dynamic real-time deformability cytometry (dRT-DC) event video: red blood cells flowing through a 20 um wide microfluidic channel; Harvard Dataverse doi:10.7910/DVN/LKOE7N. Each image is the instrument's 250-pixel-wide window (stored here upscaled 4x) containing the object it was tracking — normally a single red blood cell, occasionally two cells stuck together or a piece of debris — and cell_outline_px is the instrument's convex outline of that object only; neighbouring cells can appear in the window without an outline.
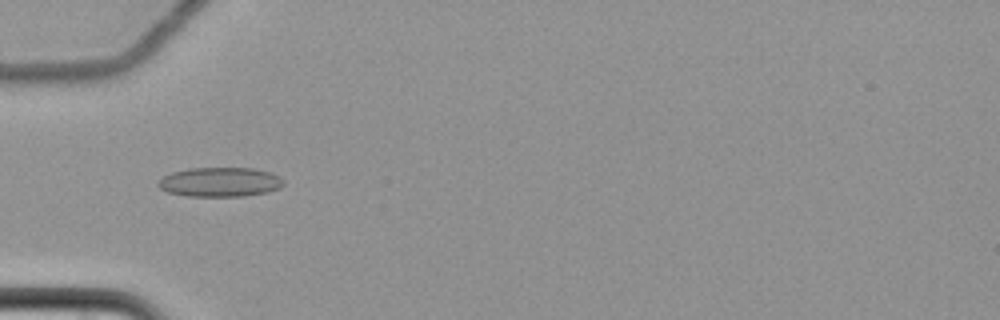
{"species": "common noctule bat (a hibernating species)", "species_latin": "Nyctalus noctula", "temperature_condition": "cold", "stored_images_in_passage": 61, "camera_frame_rate_fps": 3000, "um_per_image_px": 0.085, "animal": {"sex": "female", "body_mass_g": 22.7, "forearm_length_mm": 54.2}, "frame": {"image": 1, "passage_image": 22, "time_ms": 7.0, "image_size_px": [1000, 320], "cell_outline_px": [[284, 184], [280, 188], [268, 192], [244, 196], [188, 196], [168, 192], [160, 188], [156, 184], [164, 176], [172, 172], [188, 168], [252, 168], [272, 172], [280, 176], [284, 180]], "centroid_in_image_um": [18.74, 15.47], "position_along_channel_um": 66.3, "area_um2": 21.62}}
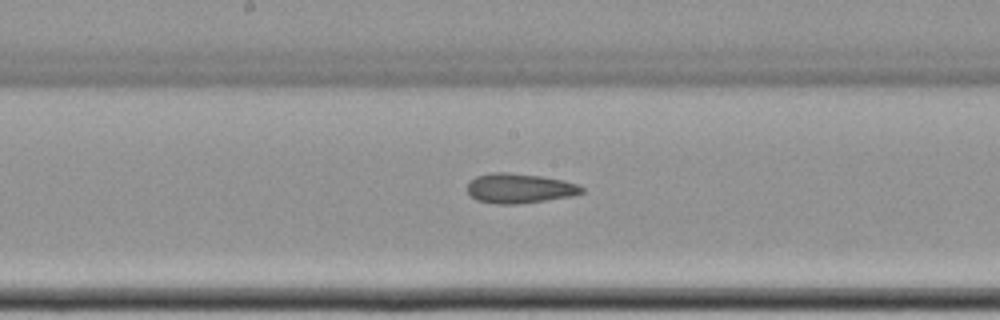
{"frame": {"image": 2, "passage_image": 34, "time_ms": 11.0, "image_size_px": [1000, 320], "cell_outline_px": [[584, 192], [572, 196], [520, 204], [496, 204], [476, 200], [468, 192], [468, 184], [476, 176], [492, 172], [508, 172], [540, 176], [564, 180], [576, 184], [584, 188]], "centroid_in_image_um": [44.16, 16.01], "position_along_channel_um": 204.0, "area_um2": 19.83}}
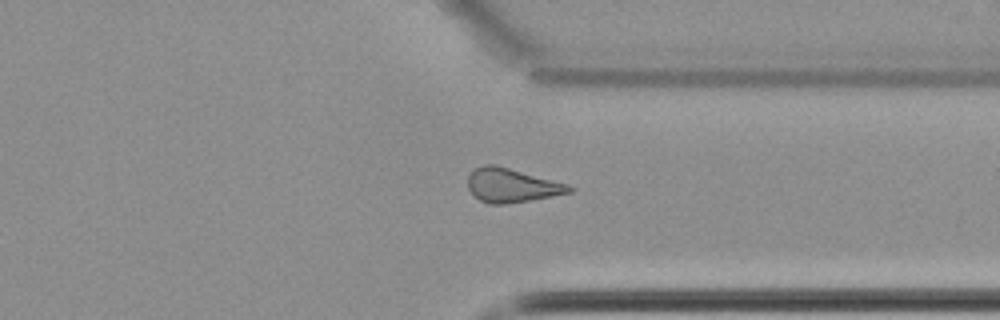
{"frame": {"image": 3, "passage_image": 48, "time_ms": 15.667, "image_size_px": [1000, 320], "cell_outline_px": [[576, 188], [572, 192], [532, 200], [500, 204], [488, 204], [480, 200], [468, 188], [468, 176], [472, 168], [484, 164], [496, 164], [568, 184]], "centroid_in_image_um": [43.49, 15.74], "position_along_channel_um": 367.9, "area_um2": 20.17}, "authors_computed_cell_mechanics": {"area_um2": 20.6346, "velocity_mm_per_s": 3.5093, "shape_relaxation_time_tau1_ms": null, "shape_relaxation_time_tau2_ms": 5.1851, "deformation_change_tau1": null, "deformation_change_tau2": 0.1237}}